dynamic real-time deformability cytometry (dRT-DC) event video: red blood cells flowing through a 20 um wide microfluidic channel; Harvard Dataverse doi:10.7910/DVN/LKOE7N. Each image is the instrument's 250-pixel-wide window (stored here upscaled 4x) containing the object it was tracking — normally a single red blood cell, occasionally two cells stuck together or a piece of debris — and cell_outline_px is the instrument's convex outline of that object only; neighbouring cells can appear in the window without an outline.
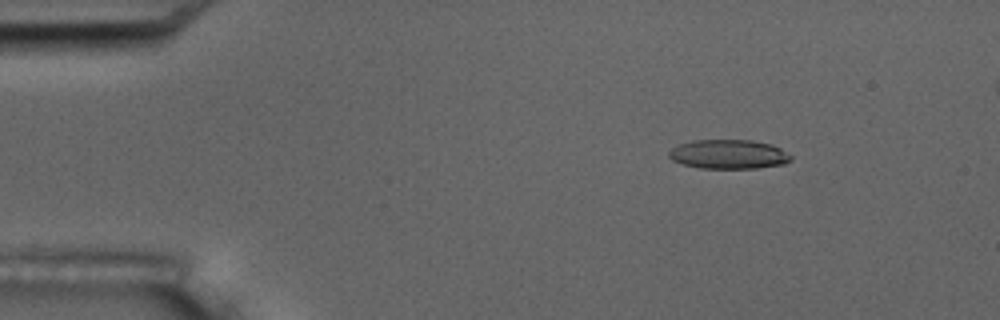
{"species": "common noctule bat (a hibernating species)", "species_latin": "Nyctalus noctula", "temperature_condition": "room temperature", "stored_images_in_passage": 6, "camera_frame_rate_fps": 3000, "um_per_image_px": 0.085, "animal": {"sex": "male", "body_mass_g": 17.5, "forearm_length_mm": 52.3}, "frame": {"image": 1, "passage_image": 3, "time_ms": 2.333, "image_size_px": [1000, 320], "cell_outline_px": [[792, 160], [784, 164], [756, 168], [700, 168], [684, 164], [672, 160], [668, 156], [668, 152], [672, 148], [680, 144], [692, 140], [752, 140], [772, 144], [780, 148], [792, 156]], "centroid_in_image_um": [61.95, 13.11], "position_along_channel_um": 23.1, "area_um2": 20.81}}